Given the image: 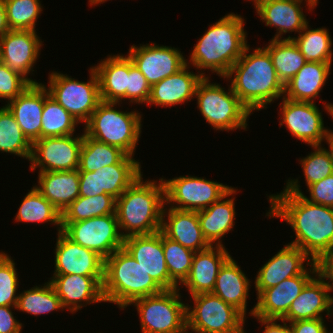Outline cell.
I'll return each instance as SVG.
<instances>
[{"label": "cell", "mask_w": 333, "mask_h": 333, "mask_svg": "<svg viewBox=\"0 0 333 333\" xmlns=\"http://www.w3.org/2000/svg\"><path fill=\"white\" fill-rule=\"evenodd\" d=\"M279 106V125H284L296 140L309 146L321 145L326 141L329 129L324 127L323 115L316 102L293 101L282 97Z\"/></svg>", "instance_id": "cell-14"}, {"label": "cell", "mask_w": 333, "mask_h": 333, "mask_svg": "<svg viewBox=\"0 0 333 333\" xmlns=\"http://www.w3.org/2000/svg\"><path fill=\"white\" fill-rule=\"evenodd\" d=\"M230 257L225 246H210L195 252L190 272L181 285L187 288L190 296L212 293L219 270Z\"/></svg>", "instance_id": "cell-27"}, {"label": "cell", "mask_w": 333, "mask_h": 333, "mask_svg": "<svg viewBox=\"0 0 333 333\" xmlns=\"http://www.w3.org/2000/svg\"><path fill=\"white\" fill-rule=\"evenodd\" d=\"M252 52L247 45L242 56L223 77L231 80L232 91L251 113L266 109L268 104L284 96V85L278 79L268 51L257 47Z\"/></svg>", "instance_id": "cell-3"}, {"label": "cell", "mask_w": 333, "mask_h": 333, "mask_svg": "<svg viewBox=\"0 0 333 333\" xmlns=\"http://www.w3.org/2000/svg\"><path fill=\"white\" fill-rule=\"evenodd\" d=\"M314 150L300 160L306 186L317 183L333 174V158L323 145L311 146Z\"/></svg>", "instance_id": "cell-44"}, {"label": "cell", "mask_w": 333, "mask_h": 333, "mask_svg": "<svg viewBox=\"0 0 333 333\" xmlns=\"http://www.w3.org/2000/svg\"><path fill=\"white\" fill-rule=\"evenodd\" d=\"M18 213L14 218L16 222L47 223L57 225V231H62L61 212L51 204L34 186L23 198Z\"/></svg>", "instance_id": "cell-37"}, {"label": "cell", "mask_w": 333, "mask_h": 333, "mask_svg": "<svg viewBox=\"0 0 333 333\" xmlns=\"http://www.w3.org/2000/svg\"><path fill=\"white\" fill-rule=\"evenodd\" d=\"M319 271V263L313 262L302 274L285 279L278 285L263 290L257 303L249 312L252 317L282 319L291 303L300 295L306 283Z\"/></svg>", "instance_id": "cell-17"}, {"label": "cell", "mask_w": 333, "mask_h": 333, "mask_svg": "<svg viewBox=\"0 0 333 333\" xmlns=\"http://www.w3.org/2000/svg\"><path fill=\"white\" fill-rule=\"evenodd\" d=\"M43 46L36 31L9 30L0 38V61L12 71L21 75L30 85L39 84L28 78Z\"/></svg>", "instance_id": "cell-15"}, {"label": "cell", "mask_w": 333, "mask_h": 333, "mask_svg": "<svg viewBox=\"0 0 333 333\" xmlns=\"http://www.w3.org/2000/svg\"><path fill=\"white\" fill-rule=\"evenodd\" d=\"M165 205L163 178L146 180L139 177L116 199V215L121 235H150L161 230ZM124 231V232H123Z\"/></svg>", "instance_id": "cell-4"}, {"label": "cell", "mask_w": 333, "mask_h": 333, "mask_svg": "<svg viewBox=\"0 0 333 333\" xmlns=\"http://www.w3.org/2000/svg\"><path fill=\"white\" fill-rule=\"evenodd\" d=\"M238 189L232 187L218 201L212 203L208 208L197 211L201 230L207 242L211 246H225L222 238L234 227L235 198ZM231 197L228 199V197Z\"/></svg>", "instance_id": "cell-29"}, {"label": "cell", "mask_w": 333, "mask_h": 333, "mask_svg": "<svg viewBox=\"0 0 333 333\" xmlns=\"http://www.w3.org/2000/svg\"><path fill=\"white\" fill-rule=\"evenodd\" d=\"M332 285L318 271L306 283L300 295L291 303L282 320L294 322L307 319H324L323 313L330 318L333 314Z\"/></svg>", "instance_id": "cell-21"}, {"label": "cell", "mask_w": 333, "mask_h": 333, "mask_svg": "<svg viewBox=\"0 0 333 333\" xmlns=\"http://www.w3.org/2000/svg\"><path fill=\"white\" fill-rule=\"evenodd\" d=\"M128 53L150 86L177 73L186 65V58L178 48L160 46L156 43L140 44V46L134 44Z\"/></svg>", "instance_id": "cell-16"}, {"label": "cell", "mask_w": 333, "mask_h": 333, "mask_svg": "<svg viewBox=\"0 0 333 333\" xmlns=\"http://www.w3.org/2000/svg\"><path fill=\"white\" fill-rule=\"evenodd\" d=\"M306 265L304 266V263ZM314 261L299 247L286 244L264 264L254 280L256 295L258 296L263 290L274 287L296 275L302 274L311 266Z\"/></svg>", "instance_id": "cell-23"}, {"label": "cell", "mask_w": 333, "mask_h": 333, "mask_svg": "<svg viewBox=\"0 0 333 333\" xmlns=\"http://www.w3.org/2000/svg\"><path fill=\"white\" fill-rule=\"evenodd\" d=\"M167 207L199 211L208 208L224 196L232 186L197 176L164 179ZM169 204V205H168Z\"/></svg>", "instance_id": "cell-12"}, {"label": "cell", "mask_w": 333, "mask_h": 333, "mask_svg": "<svg viewBox=\"0 0 333 333\" xmlns=\"http://www.w3.org/2000/svg\"><path fill=\"white\" fill-rule=\"evenodd\" d=\"M324 319H307L289 322L292 333H333L329 332Z\"/></svg>", "instance_id": "cell-50"}, {"label": "cell", "mask_w": 333, "mask_h": 333, "mask_svg": "<svg viewBox=\"0 0 333 333\" xmlns=\"http://www.w3.org/2000/svg\"><path fill=\"white\" fill-rule=\"evenodd\" d=\"M257 318L259 323H261L263 328V333H292L291 325L287 321L282 319H263L260 317ZM281 321L280 323H278ZM282 323V324H281Z\"/></svg>", "instance_id": "cell-51"}, {"label": "cell", "mask_w": 333, "mask_h": 333, "mask_svg": "<svg viewBox=\"0 0 333 333\" xmlns=\"http://www.w3.org/2000/svg\"><path fill=\"white\" fill-rule=\"evenodd\" d=\"M160 231L166 237L194 252L205 250L211 246L203 235L197 211L171 207L167 209L164 205Z\"/></svg>", "instance_id": "cell-25"}, {"label": "cell", "mask_w": 333, "mask_h": 333, "mask_svg": "<svg viewBox=\"0 0 333 333\" xmlns=\"http://www.w3.org/2000/svg\"><path fill=\"white\" fill-rule=\"evenodd\" d=\"M325 143L328 144L329 151L331 152L333 158V135H328Z\"/></svg>", "instance_id": "cell-55"}, {"label": "cell", "mask_w": 333, "mask_h": 333, "mask_svg": "<svg viewBox=\"0 0 333 333\" xmlns=\"http://www.w3.org/2000/svg\"><path fill=\"white\" fill-rule=\"evenodd\" d=\"M123 247L163 290H170L161 231L125 237Z\"/></svg>", "instance_id": "cell-24"}, {"label": "cell", "mask_w": 333, "mask_h": 333, "mask_svg": "<svg viewBox=\"0 0 333 333\" xmlns=\"http://www.w3.org/2000/svg\"><path fill=\"white\" fill-rule=\"evenodd\" d=\"M264 48L268 51L278 79L283 85L307 63L293 40L271 39Z\"/></svg>", "instance_id": "cell-35"}, {"label": "cell", "mask_w": 333, "mask_h": 333, "mask_svg": "<svg viewBox=\"0 0 333 333\" xmlns=\"http://www.w3.org/2000/svg\"><path fill=\"white\" fill-rule=\"evenodd\" d=\"M303 1L309 11H313L319 3L318 0H258L254 8L266 26L277 29L272 39L284 40V34H299L309 24L301 7Z\"/></svg>", "instance_id": "cell-18"}, {"label": "cell", "mask_w": 333, "mask_h": 333, "mask_svg": "<svg viewBox=\"0 0 333 333\" xmlns=\"http://www.w3.org/2000/svg\"><path fill=\"white\" fill-rule=\"evenodd\" d=\"M9 30L10 28L7 23L6 6L4 0H0V38Z\"/></svg>", "instance_id": "cell-53"}, {"label": "cell", "mask_w": 333, "mask_h": 333, "mask_svg": "<svg viewBox=\"0 0 333 333\" xmlns=\"http://www.w3.org/2000/svg\"><path fill=\"white\" fill-rule=\"evenodd\" d=\"M151 92V86L147 82L141 71L133 64L129 58V77L126 100L132 104H147Z\"/></svg>", "instance_id": "cell-47"}, {"label": "cell", "mask_w": 333, "mask_h": 333, "mask_svg": "<svg viewBox=\"0 0 333 333\" xmlns=\"http://www.w3.org/2000/svg\"><path fill=\"white\" fill-rule=\"evenodd\" d=\"M10 30L36 31V22L43 11L40 0H4Z\"/></svg>", "instance_id": "cell-43"}, {"label": "cell", "mask_w": 333, "mask_h": 333, "mask_svg": "<svg viewBox=\"0 0 333 333\" xmlns=\"http://www.w3.org/2000/svg\"><path fill=\"white\" fill-rule=\"evenodd\" d=\"M162 247L170 276V290L180 288L190 272L195 252L166 237L163 233Z\"/></svg>", "instance_id": "cell-42"}, {"label": "cell", "mask_w": 333, "mask_h": 333, "mask_svg": "<svg viewBox=\"0 0 333 333\" xmlns=\"http://www.w3.org/2000/svg\"><path fill=\"white\" fill-rule=\"evenodd\" d=\"M299 183L298 178H290L286 181L284 190L290 193L302 194L305 199L311 203L333 207V174L327 176L321 181H318L317 183L309 185L307 187L310 196L309 198L304 195L302 190H300L301 186Z\"/></svg>", "instance_id": "cell-46"}, {"label": "cell", "mask_w": 333, "mask_h": 333, "mask_svg": "<svg viewBox=\"0 0 333 333\" xmlns=\"http://www.w3.org/2000/svg\"><path fill=\"white\" fill-rule=\"evenodd\" d=\"M16 310L32 315H44L52 311L64 310L61 300L51 283L34 286L18 294Z\"/></svg>", "instance_id": "cell-39"}, {"label": "cell", "mask_w": 333, "mask_h": 333, "mask_svg": "<svg viewBox=\"0 0 333 333\" xmlns=\"http://www.w3.org/2000/svg\"><path fill=\"white\" fill-rule=\"evenodd\" d=\"M325 111L330 114L331 118L333 119V103H324ZM328 135H333V130H329Z\"/></svg>", "instance_id": "cell-54"}, {"label": "cell", "mask_w": 333, "mask_h": 333, "mask_svg": "<svg viewBox=\"0 0 333 333\" xmlns=\"http://www.w3.org/2000/svg\"><path fill=\"white\" fill-rule=\"evenodd\" d=\"M30 84L18 73L12 71L3 62L0 61V99H15Z\"/></svg>", "instance_id": "cell-48"}, {"label": "cell", "mask_w": 333, "mask_h": 333, "mask_svg": "<svg viewBox=\"0 0 333 333\" xmlns=\"http://www.w3.org/2000/svg\"><path fill=\"white\" fill-rule=\"evenodd\" d=\"M293 40L307 62L332 63V39L327 28H311L307 24L297 37H284Z\"/></svg>", "instance_id": "cell-36"}, {"label": "cell", "mask_w": 333, "mask_h": 333, "mask_svg": "<svg viewBox=\"0 0 333 333\" xmlns=\"http://www.w3.org/2000/svg\"><path fill=\"white\" fill-rule=\"evenodd\" d=\"M142 175L141 164H113L94 172H79V196L110 194L117 199Z\"/></svg>", "instance_id": "cell-19"}, {"label": "cell", "mask_w": 333, "mask_h": 333, "mask_svg": "<svg viewBox=\"0 0 333 333\" xmlns=\"http://www.w3.org/2000/svg\"><path fill=\"white\" fill-rule=\"evenodd\" d=\"M203 77L197 84L195 96L197 108L206 122L215 130H246L250 110L240 101L229 85L228 91L218 83ZM226 90V91H225Z\"/></svg>", "instance_id": "cell-7"}, {"label": "cell", "mask_w": 333, "mask_h": 333, "mask_svg": "<svg viewBox=\"0 0 333 333\" xmlns=\"http://www.w3.org/2000/svg\"><path fill=\"white\" fill-rule=\"evenodd\" d=\"M266 216L279 218L292 227L296 238L291 245L320 262L333 248V207L311 203L302 194L286 192L269 196Z\"/></svg>", "instance_id": "cell-1"}, {"label": "cell", "mask_w": 333, "mask_h": 333, "mask_svg": "<svg viewBox=\"0 0 333 333\" xmlns=\"http://www.w3.org/2000/svg\"><path fill=\"white\" fill-rule=\"evenodd\" d=\"M244 21L243 16L229 13L209 25L208 30L194 45L186 64L200 70L203 77H208L203 73L205 70L216 73L221 78L225 77L248 45Z\"/></svg>", "instance_id": "cell-2"}, {"label": "cell", "mask_w": 333, "mask_h": 333, "mask_svg": "<svg viewBox=\"0 0 333 333\" xmlns=\"http://www.w3.org/2000/svg\"><path fill=\"white\" fill-rule=\"evenodd\" d=\"M248 1H252L254 5L258 0H248Z\"/></svg>", "instance_id": "cell-57"}, {"label": "cell", "mask_w": 333, "mask_h": 333, "mask_svg": "<svg viewBox=\"0 0 333 333\" xmlns=\"http://www.w3.org/2000/svg\"><path fill=\"white\" fill-rule=\"evenodd\" d=\"M78 124L73 116L50 96L45 86L41 138L73 135Z\"/></svg>", "instance_id": "cell-40"}, {"label": "cell", "mask_w": 333, "mask_h": 333, "mask_svg": "<svg viewBox=\"0 0 333 333\" xmlns=\"http://www.w3.org/2000/svg\"><path fill=\"white\" fill-rule=\"evenodd\" d=\"M250 279L232 256L220 268L212 293L239 310L245 317Z\"/></svg>", "instance_id": "cell-31"}, {"label": "cell", "mask_w": 333, "mask_h": 333, "mask_svg": "<svg viewBox=\"0 0 333 333\" xmlns=\"http://www.w3.org/2000/svg\"><path fill=\"white\" fill-rule=\"evenodd\" d=\"M0 152L14 154L28 161L32 152V143L6 106L0 108Z\"/></svg>", "instance_id": "cell-41"}, {"label": "cell", "mask_w": 333, "mask_h": 333, "mask_svg": "<svg viewBox=\"0 0 333 333\" xmlns=\"http://www.w3.org/2000/svg\"><path fill=\"white\" fill-rule=\"evenodd\" d=\"M113 164H141L118 147L88 137L80 149L79 172H94Z\"/></svg>", "instance_id": "cell-34"}, {"label": "cell", "mask_w": 333, "mask_h": 333, "mask_svg": "<svg viewBox=\"0 0 333 333\" xmlns=\"http://www.w3.org/2000/svg\"><path fill=\"white\" fill-rule=\"evenodd\" d=\"M45 84L30 85L15 99L5 104L13 114L24 135L33 143L41 139Z\"/></svg>", "instance_id": "cell-26"}, {"label": "cell", "mask_w": 333, "mask_h": 333, "mask_svg": "<svg viewBox=\"0 0 333 333\" xmlns=\"http://www.w3.org/2000/svg\"><path fill=\"white\" fill-rule=\"evenodd\" d=\"M332 63L307 62L284 85V98L293 101L314 102L330 75Z\"/></svg>", "instance_id": "cell-33"}, {"label": "cell", "mask_w": 333, "mask_h": 333, "mask_svg": "<svg viewBox=\"0 0 333 333\" xmlns=\"http://www.w3.org/2000/svg\"><path fill=\"white\" fill-rule=\"evenodd\" d=\"M116 105L121 103L101 101L83 130L88 137L118 147L133 157L142 132L143 115L138 110H117Z\"/></svg>", "instance_id": "cell-6"}, {"label": "cell", "mask_w": 333, "mask_h": 333, "mask_svg": "<svg viewBox=\"0 0 333 333\" xmlns=\"http://www.w3.org/2000/svg\"><path fill=\"white\" fill-rule=\"evenodd\" d=\"M77 136V137H76ZM44 137L32 143L30 170L39 172L71 171L79 169L82 134Z\"/></svg>", "instance_id": "cell-13"}, {"label": "cell", "mask_w": 333, "mask_h": 333, "mask_svg": "<svg viewBox=\"0 0 333 333\" xmlns=\"http://www.w3.org/2000/svg\"><path fill=\"white\" fill-rule=\"evenodd\" d=\"M13 306H0V333H21L23 324L14 317Z\"/></svg>", "instance_id": "cell-49"}, {"label": "cell", "mask_w": 333, "mask_h": 333, "mask_svg": "<svg viewBox=\"0 0 333 333\" xmlns=\"http://www.w3.org/2000/svg\"><path fill=\"white\" fill-rule=\"evenodd\" d=\"M89 80L79 81L61 72L49 73L46 88L50 96L67 110L80 124L87 123L102 101L99 78L93 67L89 69Z\"/></svg>", "instance_id": "cell-8"}, {"label": "cell", "mask_w": 333, "mask_h": 333, "mask_svg": "<svg viewBox=\"0 0 333 333\" xmlns=\"http://www.w3.org/2000/svg\"><path fill=\"white\" fill-rule=\"evenodd\" d=\"M18 275L12 257L3 251L0 252V306L16 307L19 296Z\"/></svg>", "instance_id": "cell-45"}, {"label": "cell", "mask_w": 333, "mask_h": 333, "mask_svg": "<svg viewBox=\"0 0 333 333\" xmlns=\"http://www.w3.org/2000/svg\"><path fill=\"white\" fill-rule=\"evenodd\" d=\"M319 271L333 287V248L319 262Z\"/></svg>", "instance_id": "cell-52"}, {"label": "cell", "mask_w": 333, "mask_h": 333, "mask_svg": "<svg viewBox=\"0 0 333 333\" xmlns=\"http://www.w3.org/2000/svg\"><path fill=\"white\" fill-rule=\"evenodd\" d=\"M102 291L105 302L116 304L124 310L134 300L164 290L122 247L104 259Z\"/></svg>", "instance_id": "cell-5"}, {"label": "cell", "mask_w": 333, "mask_h": 333, "mask_svg": "<svg viewBox=\"0 0 333 333\" xmlns=\"http://www.w3.org/2000/svg\"><path fill=\"white\" fill-rule=\"evenodd\" d=\"M38 173L34 187L61 213L79 196V169Z\"/></svg>", "instance_id": "cell-32"}, {"label": "cell", "mask_w": 333, "mask_h": 333, "mask_svg": "<svg viewBox=\"0 0 333 333\" xmlns=\"http://www.w3.org/2000/svg\"><path fill=\"white\" fill-rule=\"evenodd\" d=\"M53 275L104 276V258L57 232Z\"/></svg>", "instance_id": "cell-20"}, {"label": "cell", "mask_w": 333, "mask_h": 333, "mask_svg": "<svg viewBox=\"0 0 333 333\" xmlns=\"http://www.w3.org/2000/svg\"><path fill=\"white\" fill-rule=\"evenodd\" d=\"M186 307L187 328L198 333H246V317L213 293L190 296ZM190 306V307H189Z\"/></svg>", "instance_id": "cell-10"}, {"label": "cell", "mask_w": 333, "mask_h": 333, "mask_svg": "<svg viewBox=\"0 0 333 333\" xmlns=\"http://www.w3.org/2000/svg\"><path fill=\"white\" fill-rule=\"evenodd\" d=\"M104 276L53 275L50 283L63 308L72 314L87 304L105 302L102 283Z\"/></svg>", "instance_id": "cell-22"}, {"label": "cell", "mask_w": 333, "mask_h": 333, "mask_svg": "<svg viewBox=\"0 0 333 333\" xmlns=\"http://www.w3.org/2000/svg\"><path fill=\"white\" fill-rule=\"evenodd\" d=\"M180 288L134 300L142 333H179L187 327V304L183 303Z\"/></svg>", "instance_id": "cell-9"}, {"label": "cell", "mask_w": 333, "mask_h": 333, "mask_svg": "<svg viewBox=\"0 0 333 333\" xmlns=\"http://www.w3.org/2000/svg\"><path fill=\"white\" fill-rule=\"evenodd\" d=\"M189 331H191V332H189ZM179 333H198V332H193L192 330H189V329L186 327L183 331H181V332H179Z\"/></svg>", "instance_id": "cell-56"}, {"label": "cell", "mask_w": 333, "mask_h": 333, "mask_svg": "<svg viewBox=\"0 0 333 333\" xmlns=\"http://www.w3.org/2000/svg\"><path fill=\"white\" fill-rule=\"evenodd\" d=\"M99 78L100 96L102 101L120 102L126 100L129 77V56L117 54L92 66Z\"/></svg>", "instance_id": "cell-30"}, {"label": "cell", "mask_w": 333, "mask_h": 333, "mask_svg": "<svg viewBox=\"0 0 333 333\" xmlns=\"http://www.w3.org/2000/svg\"><path fill=\"white\" fill-rule=\"evenodd\" d=\"M62 232L73 242L106 259L123 247L117 215L97 216L77 222H61Z\"/></svg>", "instance_id": "cell-11"}, {"label": "cell", "mask_w": 333, "mask_h": 333, "mask_svg": "<svg viewBox=\"0 0 333 333\" xmlns=\"http://www.w3.org/2000/svg\"><path fill=\"white\" fill-rule=\"evenodd\" d=\"M109 214H116V198L112 195L78 196L61 213V222H77Z\"/></svg>", "instance_id": "cell-38"}, {"label": "cell", "mask_w": 333, "mask_h": 333, "mask_svg": "<svg viewBox=\"0 0 333 333\" xmlns=\"http://www.w3.org/2000/svg\"><path fill=\"white\" fill-rule=\"evenodd\" d=\"M186 64L177 73L166 77L151 86L150 97L147 105L172 107L190 102L195 96L199 81L203 78L198 71L193 73Z\"/></svg>", "instance_id": "cell-28"}]
</instances>
